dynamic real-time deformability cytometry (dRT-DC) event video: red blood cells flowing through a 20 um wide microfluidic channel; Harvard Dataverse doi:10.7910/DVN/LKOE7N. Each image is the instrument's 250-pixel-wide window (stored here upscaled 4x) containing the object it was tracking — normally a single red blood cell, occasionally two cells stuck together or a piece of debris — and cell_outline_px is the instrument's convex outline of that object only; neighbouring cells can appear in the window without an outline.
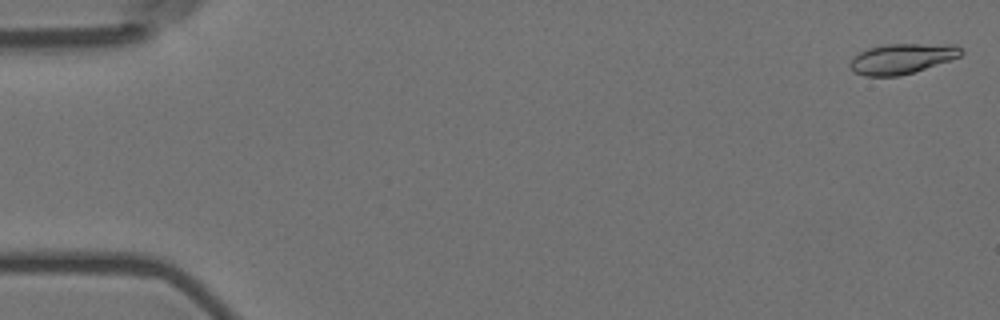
{"species": "Egyptian fruit bat (a non-hibernating species)", "species_latin": "Rousettus aegyptiacus", "temperature_condition": "room temperature", "stored_images_in_passage": 11, "camera_frame_rate_fps": 3000, "um_per_image_px": 0.085, "animal": {"sex": "female"}, "frame": {"image": 1, "passage_image": 1, "time_ms": 0.0, "image_size_px": [1000, 320], "cell_outline_px": [[964, 52], [960, 56], [900, 76], [864, 76], [852, 72], [848, 64], [860, 52], [868, 48], [884, 44], [956, 44]], "centroid_in_image_um": [76.63, 4.98], "position_along_channel_um": 8.4, "area_um2": 19.42}}
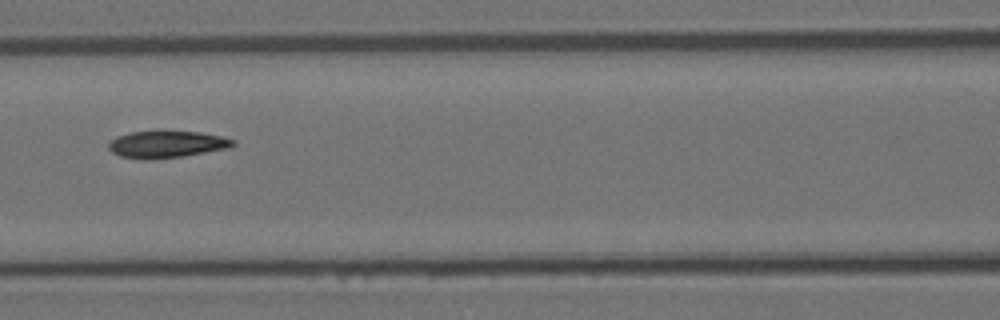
{"frame": {"image": 2, "passage_image": 7, "time_ms": 2.0, "image_size_px": [1000, 320], "cell_outline_px": [[236, 144], [228, 148], [184, 156], [120, 156], [112, 152], [108, 148], [108, 144], [116, 136], [132, 132], [160, 128], [164, 128], [200, 132], [224, 136], [236, 140]], "centroid_in_image_um": [14.26, 12.16], "position_along_channel_um": 152.3, "area_um2": 19.54}}
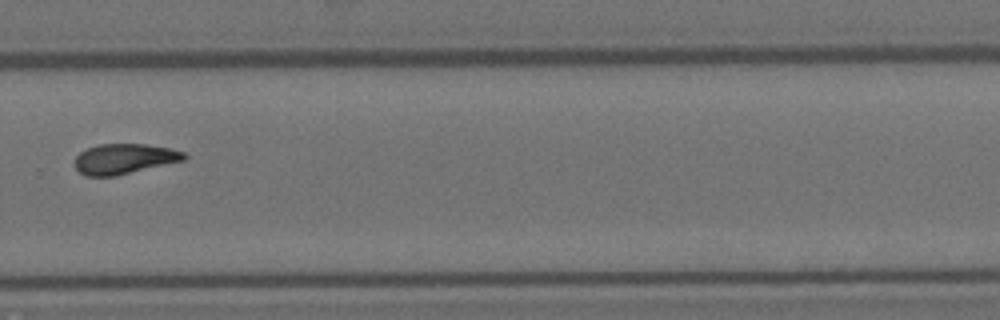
{"frame": {"image": 3, "passage_image": 11, "time_ms": 3.333, "image_size_px": [1000, 320], "cell_outline_px": [[188, 156], [184, 160], [116, 176], [84, 176], [76, 168], [76, 156], [80, 152], [88, 148], [100, 144], [144, 144], [172, 148], [184, 152]], "centroid_in_image_um": [10.58, 13.5], "position_along_channel_um": 319.2, "area_um2": 19.19}}